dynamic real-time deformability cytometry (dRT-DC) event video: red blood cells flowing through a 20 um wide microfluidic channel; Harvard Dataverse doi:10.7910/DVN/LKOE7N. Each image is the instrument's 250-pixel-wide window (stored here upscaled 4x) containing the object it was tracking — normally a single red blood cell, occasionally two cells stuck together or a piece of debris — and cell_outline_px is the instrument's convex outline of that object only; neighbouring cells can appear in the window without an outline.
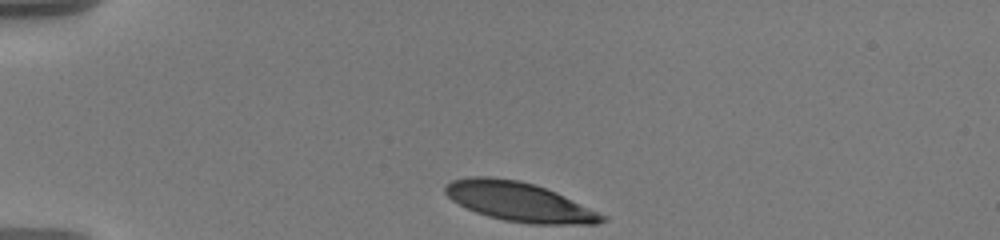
{"species": "human", "species_latin": "Homo sapiens", "temperature_condition": "warm", "stored_images_in_passage": 37, "camera_frame_rate_fps": 3000, "um_per_image_px": 0.085, "donor": {"sex": "male"}, "frame": {"image": 1, "passage_image": 1, "time_ms": 0.0, "image_size_px": [1000, 240], "cell_outline_px": [[608, 220], [596, 224], [528, 224], [504, 220], [488, 216], [476, 212], [452, 200], [444, 192], [444, 184], [452, 180], [472, 176], [488, 176], [520, 180], [536, 184], [556, 192], [608, 216]], "centroid_in_image_um": [44.15, 17.14], "position_along_channel_um": 40.8, "area_um2": 36.01}}
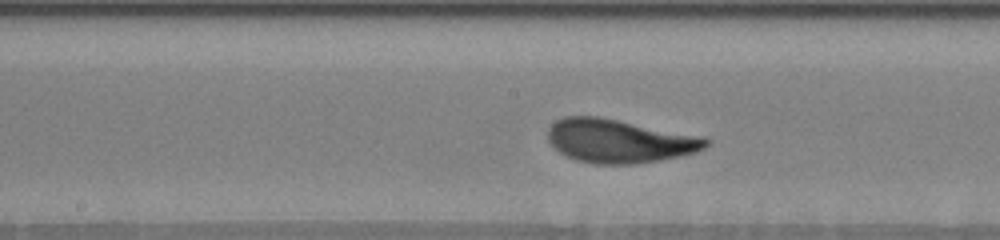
{"frame": {"image": 2, "passage_image": 18, "time_ms": 5.667, "image_size_px": [1000, 240], "cell_outline_px": [[712, 144], [696, 152], [680, 156], [660, 160], [636, 164], [596, 164], [576, 160], [564, 156], [548, 140], [548, 128], [556, 120], [564, 116], [600, 116], [704, 136], [712, 140]], "centroid_in_image_um": [52.68, 11.97], "position_along_channel_um": 195.5, "area_um2": 40.63}}
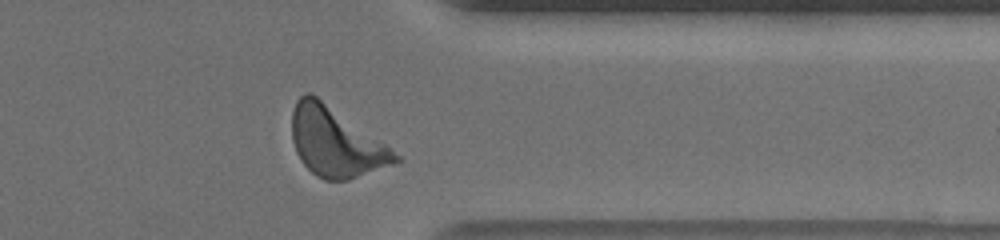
{"frame": {"image": 3, "passage_image": 34, "time_ms": 11.0, "image_size_px": [1000, 240], "cell_outline_px": [[404, 160], [348, 180], [324, 180], [316, 176], [300, 160], [296, 152], [292, 140], [292, 112], [296, 100], [304, 92], [312, 92], [384, 144], [400, 156]], "centroid_in_image_um": [28.49, 12.08], "position_along_channel_um": 382.9, "area_um2": 41.21}, "authors_computed_cell_mechanics": {"area_um2": 38.8994, "velocity_mm_per_s": 3.5647, "shape_relaxation_time_tau1_ms": 3.2113, "shape_relaxation_time_tau2_ms": 0.7817, "deformation_change_tau1": 0.1767, "deformation_change_tau2": 0.0672}}